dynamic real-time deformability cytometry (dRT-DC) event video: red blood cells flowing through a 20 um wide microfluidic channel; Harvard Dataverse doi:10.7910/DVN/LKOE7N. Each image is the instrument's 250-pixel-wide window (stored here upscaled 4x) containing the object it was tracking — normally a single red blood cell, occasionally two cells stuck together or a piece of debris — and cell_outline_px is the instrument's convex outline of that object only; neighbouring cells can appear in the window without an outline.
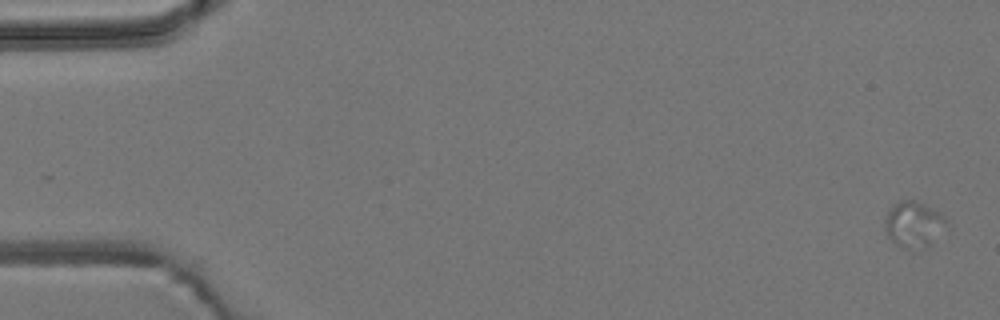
{"species": "common noctule bat (a hibernating species)", "species_latin": "Nyctalus noctula", "temperature_condition": "room temperature", "stored_images_in_passage": 42, "camera_frame_rate_fps": 3000, "um_per_image_px": 0.085, "animal": {"sex": "male", "body_mass_g": 19.2, "forearm_length_mm": 51.8}, "frame": {"image": 1, "passage_image": 2, "time_ms": 0.333, "image_size_px": [1000, 320], "cell_outline_px": [[948, 224], [924, 248], [904, 248], [896, 244], [888, 236], [884, 228], [884, 220], [888, 212], [900, 200], [916, 200], [944, 216], [948, 220]], "centroid_in_image_um": [77.64, 19.06], "position_along_channel_um": 7.4, "area_um2": 15.95}}
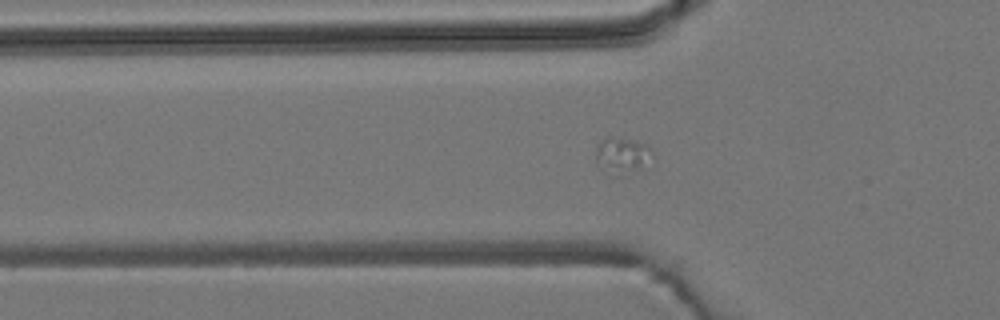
{"frame": {"image": 2, "passage_image": 19, "time_ms": 6.0, "image_size_px": [1000, 320], "cell_outline_px": [[652, 156], [624, 176], [612, 176], [596, 160], [596, 148], [600, 140], [608, 136], [612, 136], [636, 140], [644, 144], [652, 152]], "centroid_in_image_um": [52.8, 13.16], "position_along_channel_um": 73.0, "area_um2": 11.5}}